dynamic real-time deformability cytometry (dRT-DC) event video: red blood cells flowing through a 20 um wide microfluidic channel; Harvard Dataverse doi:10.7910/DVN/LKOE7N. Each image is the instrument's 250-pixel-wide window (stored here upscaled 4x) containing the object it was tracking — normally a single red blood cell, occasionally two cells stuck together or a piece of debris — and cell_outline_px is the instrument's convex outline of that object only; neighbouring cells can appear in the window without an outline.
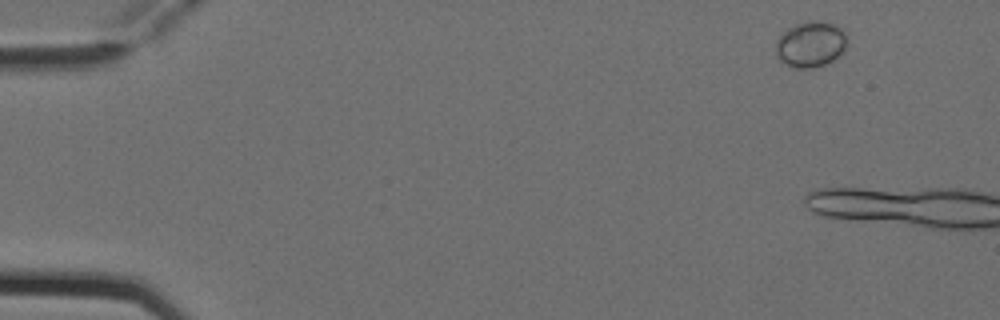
{"species": "Egyptian fruit bat (a non-hibernating species)", "species_latin": "Rousettus aegyptiacus", "temperature_condition": "cold", "stored_images_in_passage": 3, "camera_frame_rate_fps": 3000, "um_per_image_px": 0.085, "animal": {"sex": "female"}, "frame": {"image": 1, "passage_image": 1, "time_ms": 0.0, "image_size_px": [1000, 320], "cell_outline_px": [[848, 44], [844, 52], [828, 64], [812, 68], [792, 68], [784, 64], [776, 56], [776, 40], [788, 28], [796, 24], [812, 20], [832, 24], [844, 28], [848, 36]], "centroid_in_image_um": [68.95, 3.78], "position_along_channel_um": 16.1, "area_um2": 19.48}}